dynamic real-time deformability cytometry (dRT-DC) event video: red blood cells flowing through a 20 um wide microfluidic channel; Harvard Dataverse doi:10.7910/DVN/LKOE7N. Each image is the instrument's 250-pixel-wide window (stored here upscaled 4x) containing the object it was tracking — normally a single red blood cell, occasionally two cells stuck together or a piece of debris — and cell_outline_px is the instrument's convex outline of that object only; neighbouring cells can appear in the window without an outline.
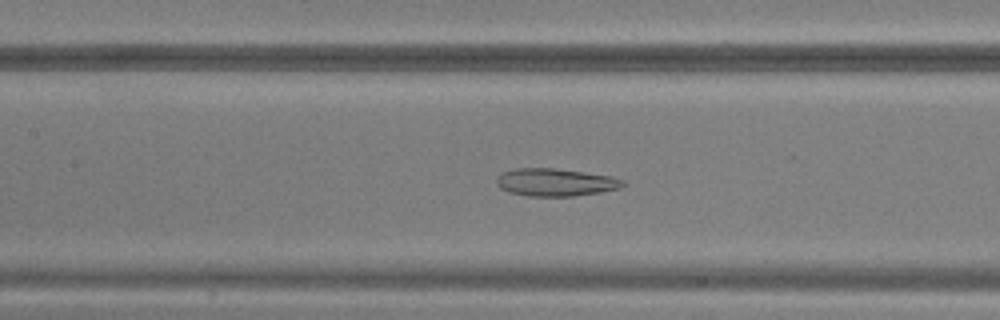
{"species": "common noctule bat (a hibernating species)", "species_latin": "Nyctalus noctula", "temperature_condition": "warm", "stored_images_in_passage": 49, "camera_frame_rate_fps": 3000, "um_per_image_px": 0.085, "animal": {"sex": "male", "body_mass_g": 20.5, "forearm_length_mm": 52.5}, "frame": {"image": 1, "passage_image": 23, "time_ms": 7.333, "image_size_px": [1000, 320], "cell_outline_px": [[624, 184], [620, 188], [600, 192], [572, 196], [528, 196], [508, 192], [500, 188], [496, 184], [496, 176], [504, 172], [516, 168], [552, 168], [612, 176], [624, 180]], "centroid_in_image_um": [47.18, 15.5], "position_along_channel_um": 160.2, "area_um2": 20.29}}
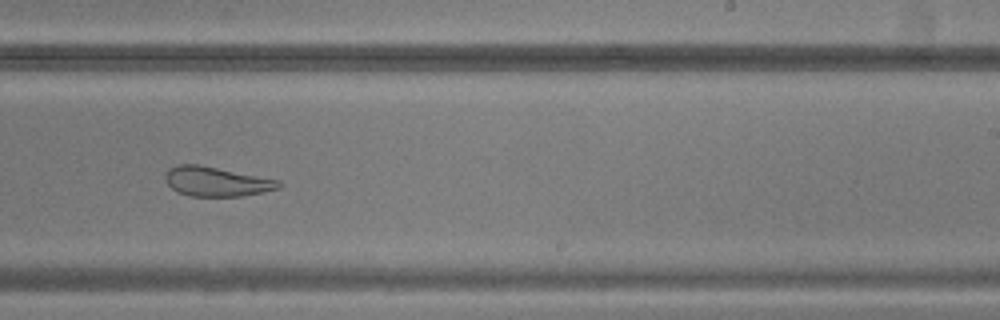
{"frame": {"image": 2, "passage_image": 31, "time_ms": 10.0, "image_size_px": [1000, 320], "cell_outline_px": [[284, 184], [280, 188], [264, 192], [240, 196], [192, 196], [176, 192], [164, 180], [164, 176], [168, 168], [180, 164], [200, 164], [280, 180]], "centroid_in_image_um": [18.41, 15.42], "position_along_channel_um": 270.6, "area_um2": 19.77}}
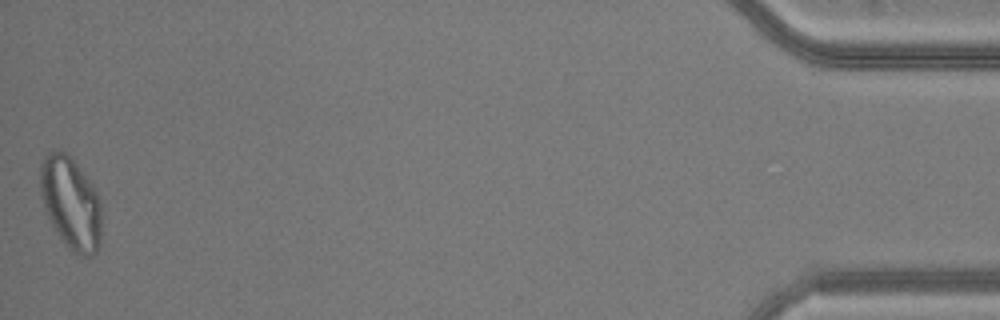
{"frame": {"image": 3, "passage_image": 49, "time_ms": 16.0, "image_size_px": [1000, 320], "cell_outline_px": [[104, 216], [100, 244], [96, 252], [88, 256], [84, 256], [72, 252], [68, 248], [52, 224], [48, 216], [40, 196], [40, 164], [44, 156], [48, 152], [68, 152], [92, 184], [100, 200]], "centroid_in_image_um": [6.06, 17.27], "position_along_channel_um": 429.1, "area_um2": 33.41}}